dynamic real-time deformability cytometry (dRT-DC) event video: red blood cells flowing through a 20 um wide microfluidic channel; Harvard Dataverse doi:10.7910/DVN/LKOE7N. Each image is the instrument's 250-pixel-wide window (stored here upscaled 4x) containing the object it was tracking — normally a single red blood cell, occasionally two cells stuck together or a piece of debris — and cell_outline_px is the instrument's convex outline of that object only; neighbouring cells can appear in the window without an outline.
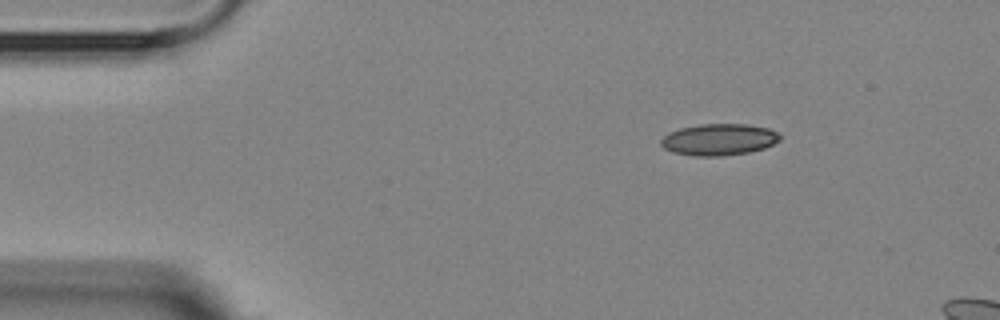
{"species": "Egyptian fruit bat (a non-hibernating species)", "species_latin": "Rousettus aegyptiacus", "temperature_condition": "room temperature", "stored_images_in_passage": 3, "camera_frame_rate_fps": 3000, "um_per_image_px": 0.085, "animal": {"sex": "female"}, "frame": {"image": 1, "passage_image": 1, "time_ms": 0.0, "image_size_px": [1000, 320], "cell_outline_px": [[780, 140], [764, 148], [748, 152], [720, 156], [696, 156], [672, 152], [664, 148], [660, 144], [660, 140], [664, 136], [680, 128], [700, 124], [748, 124], [768, 128], [776, 132], [780, 136]], "centroid_in_image_um": [61.1, 11.86], "position_along_channel_um": 23.9, "area_um2": 21.73}}